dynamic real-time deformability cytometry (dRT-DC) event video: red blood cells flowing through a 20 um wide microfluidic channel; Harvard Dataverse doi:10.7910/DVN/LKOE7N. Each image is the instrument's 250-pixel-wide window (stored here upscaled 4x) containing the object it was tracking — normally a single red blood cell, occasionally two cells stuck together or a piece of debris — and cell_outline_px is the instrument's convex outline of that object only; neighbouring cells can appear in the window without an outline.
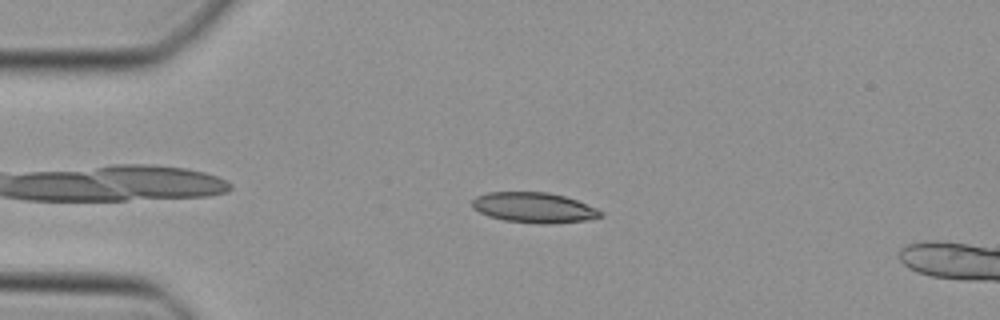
{"species": "Egyptian fruit bat (a non-hibernating species)", "species_latin": "Rousettus aegyptiacus", "temperature_condition": "cold", "stored_images_in_passage": 10, "segment_of_instrument_passage": [1, 2], "camera_frame_rate_fps": 3000, "um_per_image_px": 0.085, "animal": {"sex": "female"}, "frame": {"image": 1, "passage_image": 7, "time_ms": 2.0, "image_size_px": [1000, 320], "cell_outline_px": [[604, 216], [588, 220], [548, 224], [540, 224], [504, 220], [488, 216], [472, 208], [472, 200], [476, 196], [488, 192], [548, 192], [564, 196], [576, 200], [596, 208], [604, 212]], "centroid_in_image_um": [45.4, 17.65], "position_along_channel_um": 39.6, "area_um2": 22.77}}